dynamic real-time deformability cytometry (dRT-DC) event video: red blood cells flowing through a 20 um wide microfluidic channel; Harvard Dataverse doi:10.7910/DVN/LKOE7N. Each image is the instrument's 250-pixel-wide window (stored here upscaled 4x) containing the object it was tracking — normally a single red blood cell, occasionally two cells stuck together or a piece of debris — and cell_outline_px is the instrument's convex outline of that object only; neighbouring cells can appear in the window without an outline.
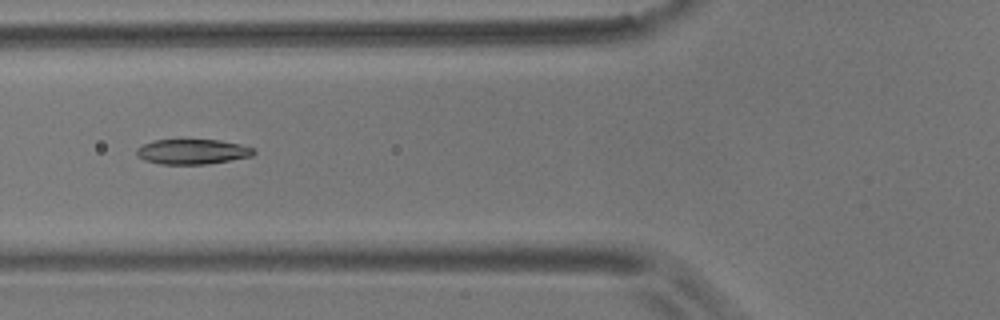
{"species": "common noctule bat (a hibernating species)", "species_latin": "Nyctalus noctula", "temperature_condition": "room temperature", "stored_images_in_passage": 52, "camera_frame_rate_fps": 3000, "um_per_image_px": 0.085, "animal": {"sex": "male", "body_mass_g": 17.9}, "frame": {"image": 1, "passage_image": 17, "time_ms": 5.333, "image_size_px": [1000, 320], "cell_outline_px": [[256, 152], [252, 156], [208, 164], [160, 164], [144, 160], [136, 156], [136, 148], [144, 144], [156, 140], [220, 140], [240, 144], [252, 148]], "centroid_in_image_um": [16.34, 12.9], "position_along_channel_um": 109.5, "area_um2": 17.05}}
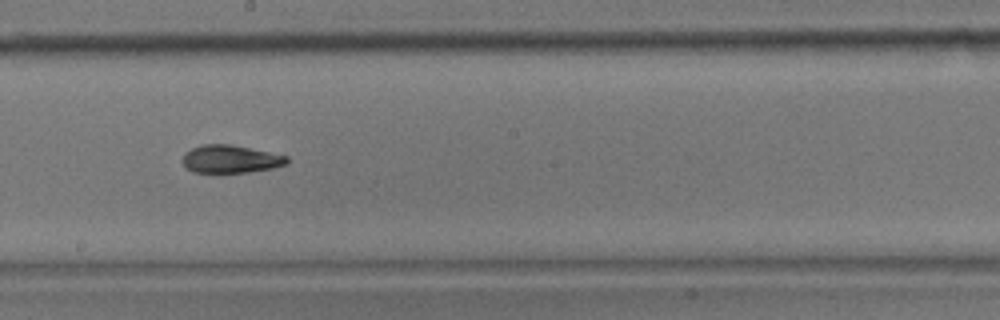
{"frame": {"image": 2, "passage_image": 27, "time_ms": 8.667, "image_size_px": [1000, 320], "cell_outline_px": [[288, 164], [272, 168], [248, 172], [216, 176], [192, 172], [184, 164], [184, 152], [200, 144], [232, 144], [288, 156]], "centroid_in_image_um": [19.57, 13.56], "position_along_channel_um": 228.6, "area_um2": 17.69}}
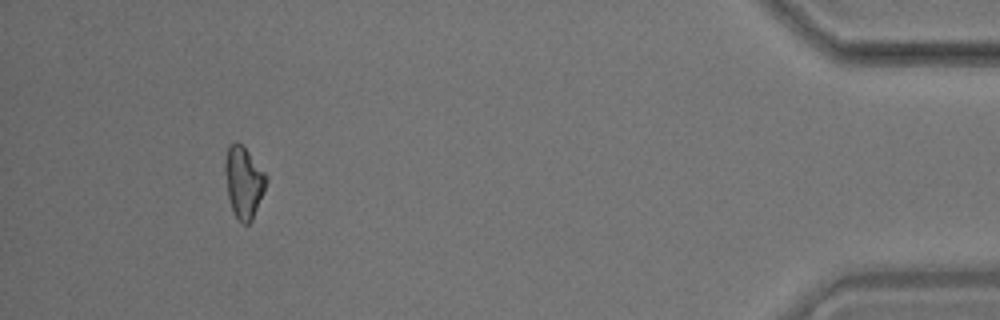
{"frame": {"image": 3, "passage_image": 48, "time_ms": 15.667, "image_size_px": [1000, 320], "cell_outline_px": [[268, 180], [264, 192], [252, 220], [248, 224], [244, 224], [232, 212], [228, 196], [224, 172], [224, 160], [228, 144], [236, 140], [248, 152], [268, 176]], "centroid_in_image_um": [20.7, 15.46], "position_along_channel_um": 414.5, "area_um2": 17.28}, "authors_computed_cell_mechanics": {"area_um2": 17.34, "velocity_mm_per_s": 3.5688, "shape_relaxation_time_tau1_ms": 6.2751, "shape_relaxation_time_tau2_ms": 2.5216, "deformation_change_tau1": 0.148, "deformation_change_tau2": 0.0846}}